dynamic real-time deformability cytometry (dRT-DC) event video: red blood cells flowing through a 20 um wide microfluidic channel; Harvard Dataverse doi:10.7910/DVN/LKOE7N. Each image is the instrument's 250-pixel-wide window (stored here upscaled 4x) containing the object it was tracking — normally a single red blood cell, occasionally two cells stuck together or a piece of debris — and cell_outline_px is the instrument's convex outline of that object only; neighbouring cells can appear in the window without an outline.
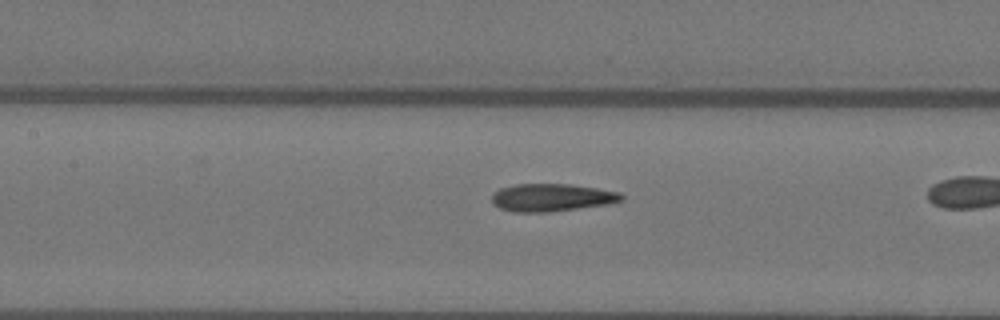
{"species": "Egyptian fruit bat (a non-hibernating species)", "species_latin": "Rousettus aegyptiacus", "temperature_condition": "warm", "stored_images_in_passage": 44, "camera_frame_rate_fps": 3000, "um_per_image_px": 0.085, "animal": {"sex": "female"}, "frame": {"image": 1, "passage_image": 26, "time_ms": 8.333, "image_size_px": [1000, 320], "cell_outline_px": [[624, 200], [608, 204], [548, 212], [512, 212], [500, 208], [492, 204], [492, 196], [500, 188], [516, 184], [568, 184], [596, 188], [620, 192], [624, 196]], "centroid_in_image_um": [46.9, 16.79], "position_along_channel_um": 160.5, "area_um2": 20.87}}